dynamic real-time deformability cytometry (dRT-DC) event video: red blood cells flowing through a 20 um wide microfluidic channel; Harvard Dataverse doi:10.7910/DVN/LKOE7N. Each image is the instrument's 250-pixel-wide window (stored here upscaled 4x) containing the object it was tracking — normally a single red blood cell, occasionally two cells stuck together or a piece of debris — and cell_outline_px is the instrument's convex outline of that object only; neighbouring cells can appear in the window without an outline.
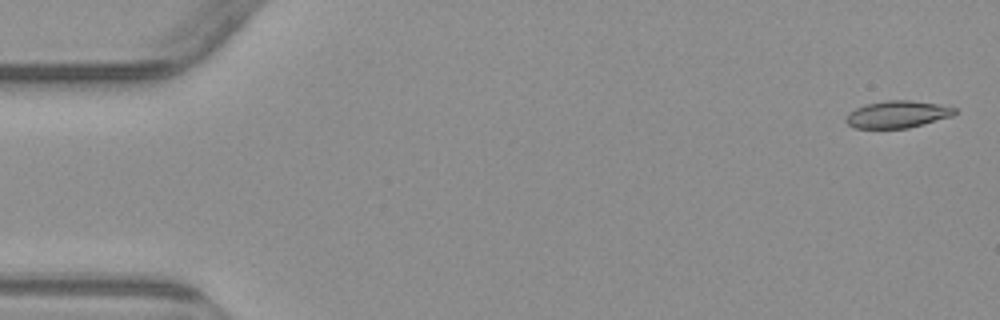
{"species": "common noctule bat (a hibernating species)", "species_latin": "Nyctalus noctula", "temperature_condition": "warm", "stored_images_in_passage": 4, "camera_frame_rate_fps": 3000, "um_per_image_px": 0.085, "animal": {"sex": "male", "body_mass_g": 23.1, "forearm_length_mm": 52.7}, "frame": {"image": 1, "passage_image": 1, "time_ms": 0.0, "image_size_px": [1000, 320], "cell_outline_px": [[956, 112], [952, 116], [908, 128], [856, 128], [848, 124], [844, 120], [848, 112], [856, 108], [868, 104], [888, 100], [912, 100], [940, 104], [956, 108]], "centroid_in_image_um": [76.28, 9.71], "position_along_channel_um": 8.7, "area_um2": 17.11}}
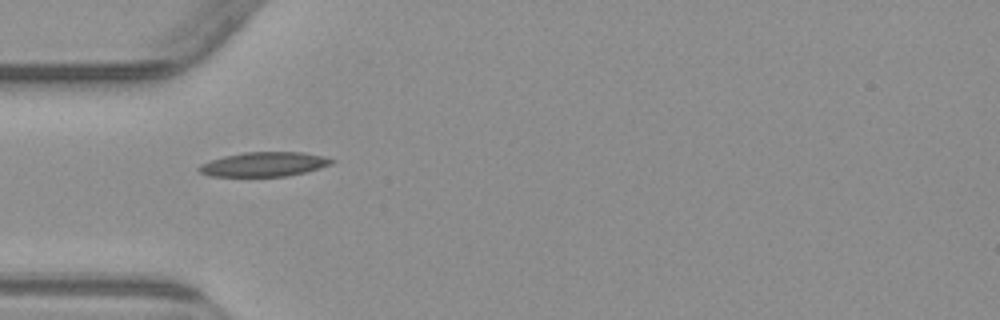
{"frame": {"image": 2, "passage_image": 4, "time_ms": 5.0, "image_size_px": [1000, 320], "cell_outline_px": [[336, 160], [332, 164], [320, 168], [288, 176], [208, 176], [200, 172], [196, 168], [200, 164], [224, 156], [244, 152], [304, 152], [324, 156]], "centroid_in_image_um": [22.46, 13.96], "position_along_channel_um": 62.5, "area_um2": 18.9}}